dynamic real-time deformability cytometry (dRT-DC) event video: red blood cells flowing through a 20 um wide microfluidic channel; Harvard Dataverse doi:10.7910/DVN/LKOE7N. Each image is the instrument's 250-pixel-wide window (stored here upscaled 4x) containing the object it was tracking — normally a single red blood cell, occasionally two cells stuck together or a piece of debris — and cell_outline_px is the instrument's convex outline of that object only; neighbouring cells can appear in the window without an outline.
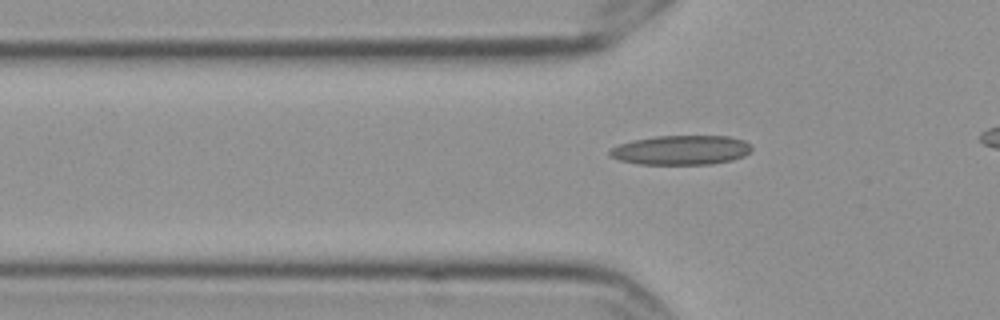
{"species": "Egyptian fruit bat (a non-hibernating species)", "species_latin": "Rousettus aegyptiacus", "temperature_condition": "cold", "stored_images_in_passage": 38, "camera_frame_rate_fps": 3000, "um_per_image_px": 0.085, "frame": {"image": 1, "passage_image": 7, "time_ms": 2.0, "image_size_px": [1000, 320], "cell_outline_px": [[752, 148], [744, 156], [732, 160], [708, 164], [640, 164], [620, 160], [608, 156], [608, 152], [612, 148], [620, 144], [632, 140], [656, 136], [728, 136], [744, 140], [752, 144]], "centroid_in_image_um": [57.9, 12.75], "position_along_channel_um": 67.9, "area_um2": 24.33}}
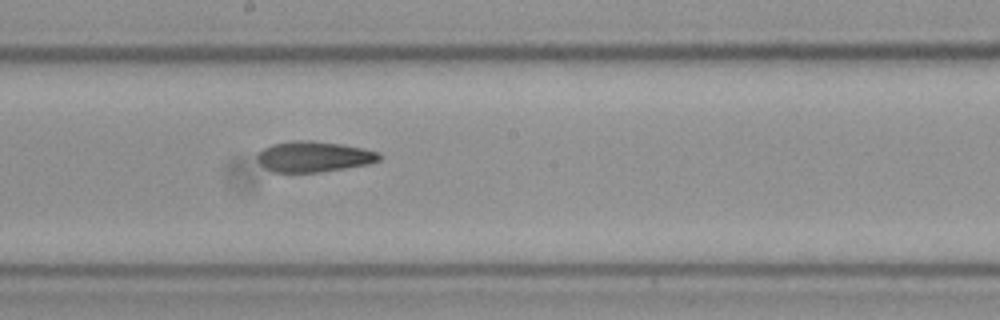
{"frame": {"image": 2, "passage_image": 20, "time_ms": 6.333, "image_size_px": [1000, 320], "cell_outline_px": [[380, 160], [368, 164], [344, 168], [316, 172], [272, 172], [264, 168], [256, 160], [256, 156], [264, 148], [272, 144], [292, 140], [312, 140], [340, 144], [364, 148], [380, 152]], "centroid_in_image_um": [26.64, 13.3], "position_along_channel_um": 221.6, "area_um2": 21.85}}
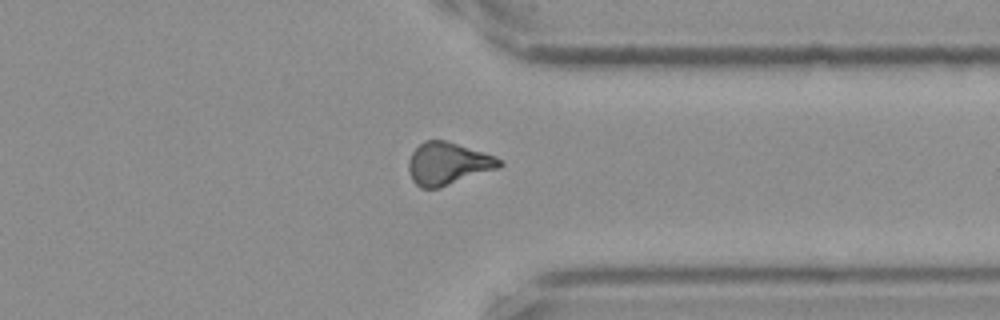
{"frame": {"image": 3, "passage_image": 33, "time_ms": 10.667, "image_size_px": [1000, 320], "cell_outline_px": [[504, 164], [500, 168], [440, 188], [420, 188], [412, 180], [408, 172], [408, 160], [412, 152], [424, 140], [444, 140], [484, 152], [496, 156], [504, 160]], "centroid_in_image_um": [38.09, 13.92], "position_along_channel_um": 373.3, "area_um2": 22.77}}